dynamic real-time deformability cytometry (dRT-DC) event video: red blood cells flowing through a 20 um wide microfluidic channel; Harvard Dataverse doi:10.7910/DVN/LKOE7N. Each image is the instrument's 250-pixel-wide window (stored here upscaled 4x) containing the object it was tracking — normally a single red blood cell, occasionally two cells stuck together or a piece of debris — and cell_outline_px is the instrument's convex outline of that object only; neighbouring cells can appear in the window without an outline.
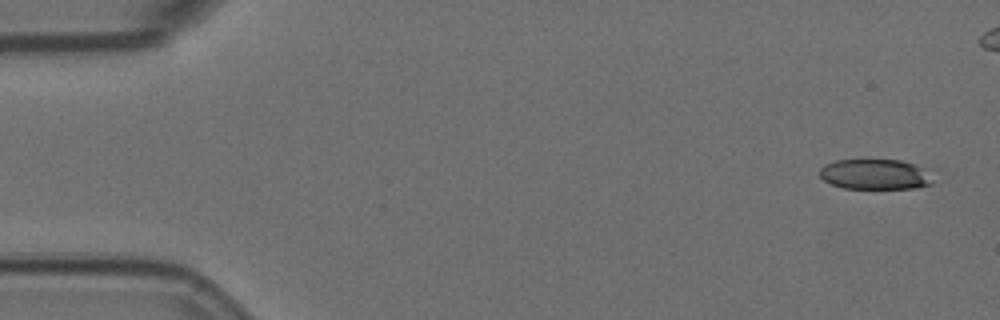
{"species": "Egyptian fruit bat (a non-hibernating species)", "species_latin": "Rousettus aegyptiacus", "temperature_condition": "room temperature", "stored_images_in_passage": 5, "camera_frame_rate_fps": 3000, "um_per_image_px": 0.085, "animal": {"sex": "female"}, "frame": {"image": 1, "passage_image": 1, "time_ms": 0.0, "image_size_px": [1000, 320], "cell_outline_px": [[932, 184], [916, 188], [844, 188], [832, 184], [824, 180], [820, 176], [820, 168], [824, 164], [836, 160], [900, 160], [916, 164], [924, 168]], "centroid_in_image_um": [74.35, 14.81], "position_along_channel_um": 10.7, "area_um2": 19.77}}